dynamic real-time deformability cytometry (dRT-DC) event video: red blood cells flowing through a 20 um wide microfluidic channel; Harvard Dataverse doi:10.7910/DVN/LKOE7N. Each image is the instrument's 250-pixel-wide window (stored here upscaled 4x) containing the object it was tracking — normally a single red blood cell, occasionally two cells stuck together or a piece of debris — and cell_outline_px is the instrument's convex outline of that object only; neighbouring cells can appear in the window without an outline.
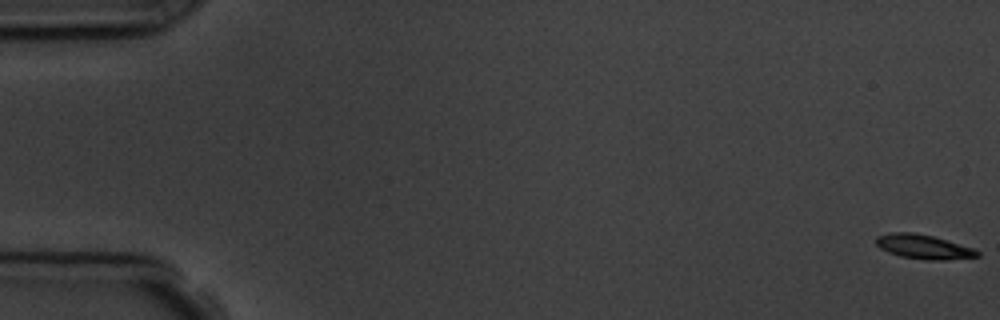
{"species": "common noctule bat (a hibernating species)", "species_latin": "Nyctalus noctula", "temperature_condition": "room temperature", "stored_images_in_passage": 6, "camera_frame_rate_fps": 3000, "um_per_image_px": 0.085, "animal": {"sex": "male", "body_mass_g": 19.5, "forearm_length_mm": 54.6}, "frame": {"image": 1, "passage_image": 1, "time_ms": 0.0, "image_size_px": [1000, 320], "cell_outline_px": [[980, 256], [944, 260], [928, 260], [900, 256], [888, 252], [880, 248], [876, 244], [876, 236], [888, 232], [912, 232], [932, 236], [972, 248], [980, 252]], "centroid_in_image_um": [78.45, 20.97], "position_along_channel_um": 6.5, "area_um2": 14.22}}
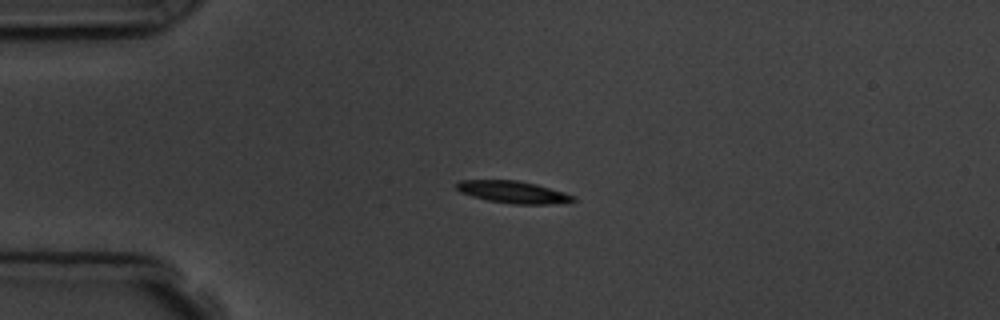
{"frame": {"image": 2, "passage_image": 5, "time_ms": 4.333, "image_size_px": [1000, 320], "cell_outline_px": [[576, 200], [548, 204], [512, 204], [488, 200], [472, 196], [460, 192], [456, 188], [456, 184], [460, 180], [516, 180], [536, 184], [564, 192], [576, 196]], "centroid_in_image_um": [43.6, 16.32], "position_along_channel_um": 41.4, "area_um2": 14.91}}